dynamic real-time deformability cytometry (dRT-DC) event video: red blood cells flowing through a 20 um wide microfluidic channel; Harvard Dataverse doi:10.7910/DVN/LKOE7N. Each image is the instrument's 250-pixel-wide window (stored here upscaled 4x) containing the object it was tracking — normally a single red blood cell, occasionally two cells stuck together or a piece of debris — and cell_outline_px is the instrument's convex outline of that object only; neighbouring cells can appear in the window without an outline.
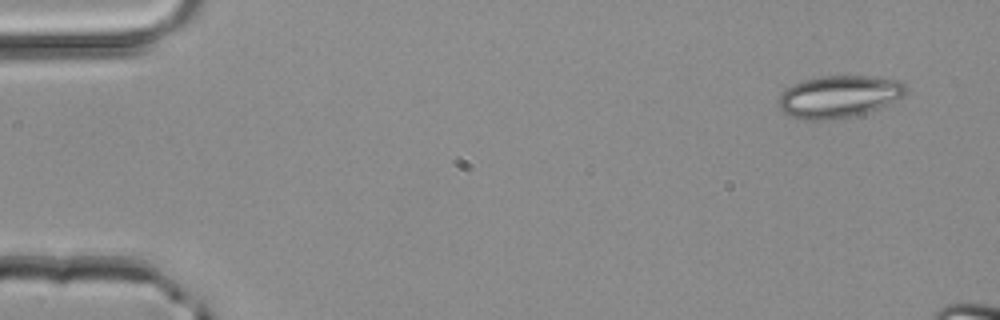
{"species": "common noctule bat (a hibernating species)", "species_latin": "Nyctalus noctula", "temperature_condition": "room temperature", "stored_images_in_passage": 3, "camera_frame_rate_fps": 3000, "um_per_image_px": 0.085, "animal": {"sex": "male", "body_mass_g": 20.4}, "frame": {"image": 1, "passage_image": 1, "time_ms": 0.0, "image_size_px": [1000, 320], "cell_outline_px": [[908, 92], [904, 96], [880, 108], [852, 116], [832, 120], [804, 120], [788, 116], [776, 104], [780, 96], [792, 84], [804, 80], [820, 76], [868, 76], [900, 80], [908, 88]], "centroid_in_image_um": [71.32, 8.21], "position_along_channel_um": 13.7, "area_um2": 31.5}}